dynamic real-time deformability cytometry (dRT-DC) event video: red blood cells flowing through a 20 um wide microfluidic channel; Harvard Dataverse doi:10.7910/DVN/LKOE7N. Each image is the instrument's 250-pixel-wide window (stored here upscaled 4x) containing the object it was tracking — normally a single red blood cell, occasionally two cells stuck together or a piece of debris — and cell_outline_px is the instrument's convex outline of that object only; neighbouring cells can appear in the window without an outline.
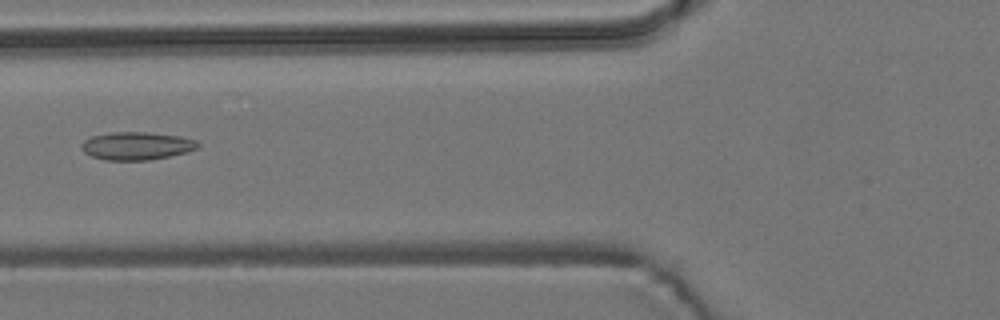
{"species": "common noctule bat (a hibernating species)", "species_latin": "Nyctalus noctula", "temperature_condition": "room temperature", "stored_images_in_passage": 6, "camera_frame_rate_fps": 3000, "um_per_image_px": 0.085, "animal": {"sex": "male", "body_mass_g": 19.2, "forearm_length_mm": 51.8}, "frame": {"image": 1, "passage_image": 6, "time_ms": 5.667, "image_size_px": [1000, 320], "cell_outline_px": [[200, 148], [188, 152], [148, 160], [104, 160], [92, 156], [84, 152], [80, 148], [80, 144], [84, 140], [92, 136], [112, 132], [148, 132], [180, 136], [196, 140], [200, 144]], "centroid_in_image_um": [11.62, 12.39], "position_along_channel_um": 114.2, "area_um2": 19.07}}